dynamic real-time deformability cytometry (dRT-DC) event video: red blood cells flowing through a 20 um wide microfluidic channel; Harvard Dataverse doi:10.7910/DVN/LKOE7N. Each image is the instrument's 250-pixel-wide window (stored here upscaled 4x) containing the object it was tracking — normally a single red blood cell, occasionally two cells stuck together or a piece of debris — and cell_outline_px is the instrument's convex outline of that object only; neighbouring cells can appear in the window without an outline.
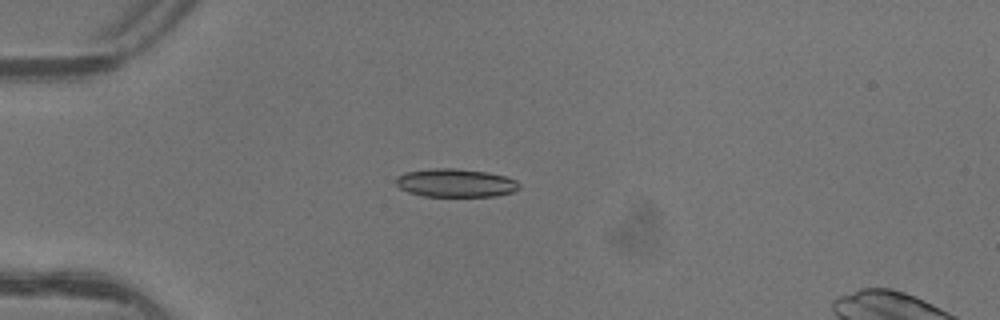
{"species": "common noctule bat (a hibernating species)", "species_latin": "Nyctalus noctula", "temperature_condition": "warm", "stored_images_in_passage": 5, "camera_frame_rate_fps": 3000, "um_per_image_px": 0.085, "animal": {"sex": "female"}, "frame": {"image": 1, "passage_image": 4, "time_ms": 1.0, "image_size_px": [1000, 320], "cell_outline_px": [[520, 188], [512, 192], [496, 196], [424, 196], [408, 192], [400, 188], [396, 184], [396, 176], [404, 172], [432, 168], [456, 168], [488, 172], [504, 176], [516, 180], [520, 184]], "centroid_in_image_um": [38.71, 15.54], "position_along_channel_um": 46.3, "area_um2": 20.46}}